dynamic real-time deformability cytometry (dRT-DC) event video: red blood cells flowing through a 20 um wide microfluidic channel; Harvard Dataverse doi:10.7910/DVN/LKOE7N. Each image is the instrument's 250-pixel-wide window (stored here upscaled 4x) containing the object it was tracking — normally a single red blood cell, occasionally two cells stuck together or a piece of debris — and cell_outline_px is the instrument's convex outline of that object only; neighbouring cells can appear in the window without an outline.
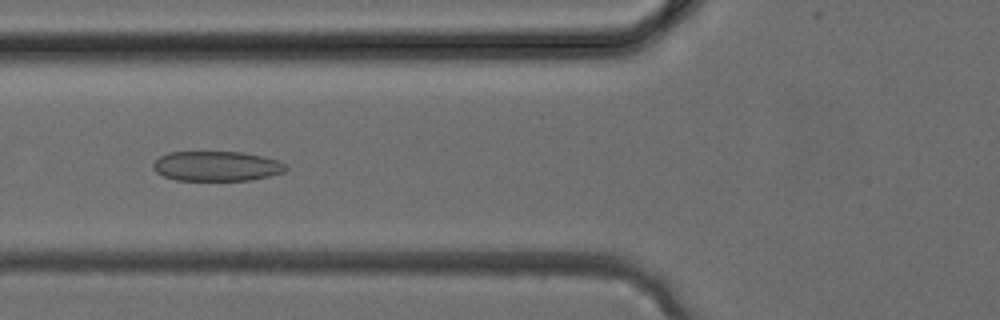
{"species": "common noctule bat (a hibernating species)", "species_latin": "Nyctalus noctula", "temperature_condition": "cold", "stored_images_in_passage": 26, "camera_frame_rate_fps": 3000, "um_per_image_px": 0.085, "animal": {"sex": "female", "body_mass_g": 24.6, "forearm_length_mm": 56.2}, "frame": {"image": 1, "passage_image": 6, "time_ms": 1.667, "image_size_px": [1000, 320], "cell_outline_px": [[288, 168], [284, 172], [268, 176], [248, 180], [176, 180], [164, 176], [156, 172], [152, 168], [152, 164], [160, 156], [168, 152], [244, 152], [264, 156], [280, 160], [288, 164]], "centroid_in_image_um": [18.45, 14.11], "position_along_channel_um": 107.4, "area_um2": 23.29}}
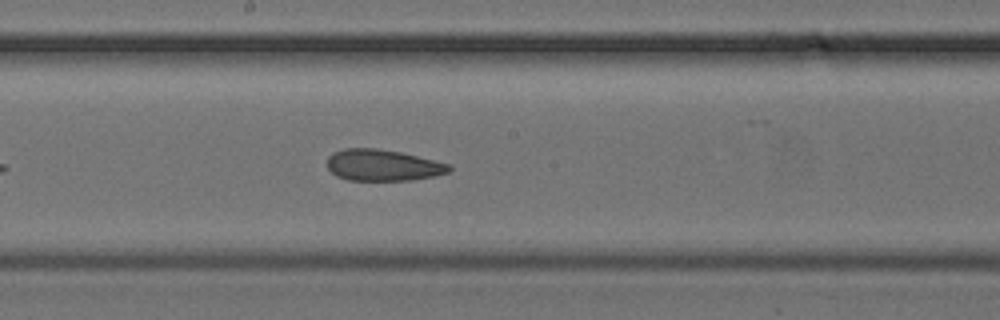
{"frame": {"image": 2, "passage_image": 12, "time_ms": 3.667, "image_size_px": [1000, 320], "cell_outline_px": [[452, 168], [448, 172], [436, 176], [412, 180], [348, 180], [336, 176], [328, 168], [328, 156], [332, 152], [344, 148], [376, 148], [400, 152], [452, 164]], "centroid_in_image_um": [32.55, 14.04], "position_along_channel_um": 215.6, "area_um2": 22.43}}
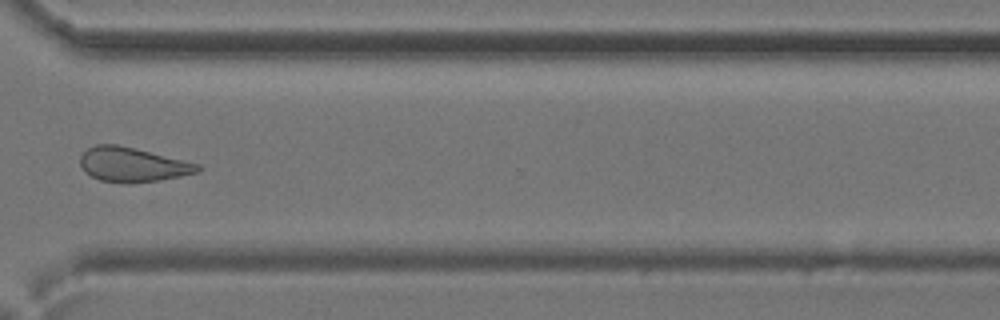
{"frame": {"image": 3, "passage_image": 20, "time_ms": 6.333, "image_size_px": [1000, 320], "cell_outline_px": [[200, 172], [160, 180], [128, 184], [100, 180], [84, 172], [80, 164], [80, 156], [88, 148], [96, 144], [116, 144], [136, 148], [200, 164]], "centroid_in_image_um": [11.26, 13.99], "position_along_channel_um": 359.3, "area_um2": 23.7}}